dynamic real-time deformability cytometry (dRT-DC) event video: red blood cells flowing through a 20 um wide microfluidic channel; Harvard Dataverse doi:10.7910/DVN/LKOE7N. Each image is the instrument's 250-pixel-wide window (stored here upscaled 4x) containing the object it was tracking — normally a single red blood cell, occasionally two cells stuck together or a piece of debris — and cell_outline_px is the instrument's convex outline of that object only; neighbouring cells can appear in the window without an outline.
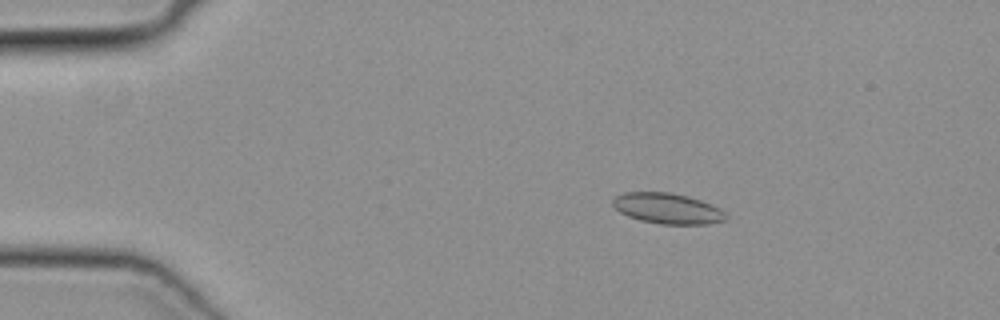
{"species": "common noctule bat (a hibernating species)", "species_latin": "Nyctalus noctula", "temperature_condition": "cold", "stored_images_in_passage": 49, "camera_frame_rate_fps": 3000, "um_per_image_px": 0.085, "animal": {"sex": "female", "body_mass_g": 19.3, "forearm_length_mm": 54.1}, "frame": {"image": 1, "passage_image": 8, "time_ms": 2.333, "image_size_px": [1000, 320], "cell_outline_px": [[728, 220], [708, 224], [660, 224], [640, 220], [628, 216], [620, 212], [612, 204], [612, 200], [616, 196], [624, 192], [672, 192], [688, 196], [712, 204], [720, 208], [728, 216]], "centroid_in_image_um": [56.77, 17.72], "position_along_channel_um": 28.2, "area_um2": 20.35}}
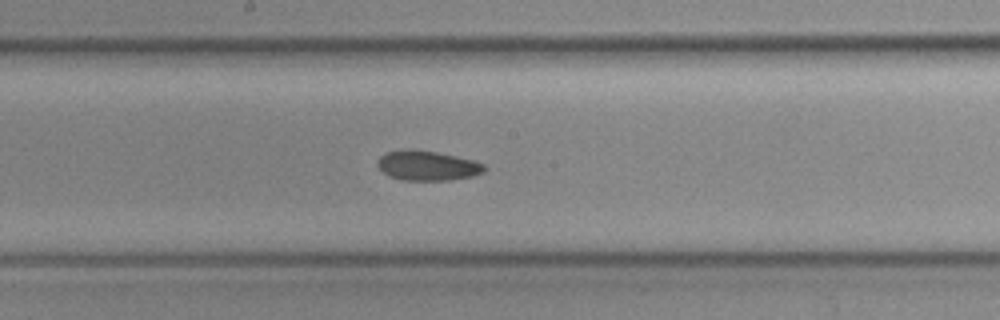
{"frame": {"image": 2, "passage_image": 26, "time_ms": 8.333, "image_size_px": [1000, 320], "cell_outline_px": [[488, 168], [484, 172], [472, 176], [448, 180], [400, 180], [388, 176], [376, 164], [380, 156], [388, 152], [436, 152], [456, 156], [472, 160], [484, 164]], "centroid_in_image_um": [36.38, 14.13], "position_along_channel_um": 211.8, "area_um2": 17.86}}
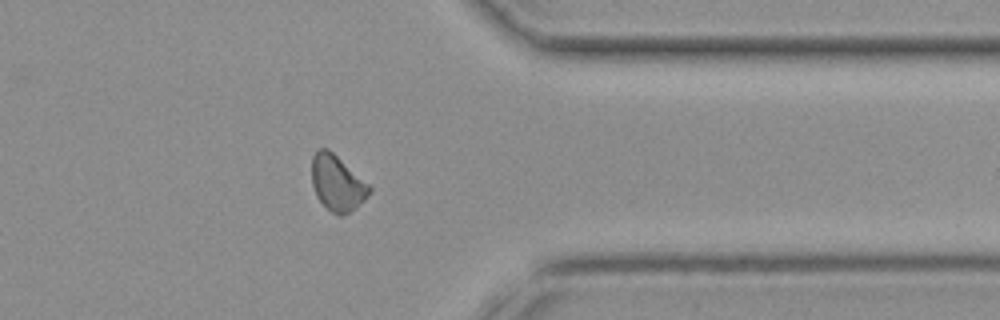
{"frame": {"image": 3, "passage_image": 39, "time_ms": 12.667, "image_size_px": [1000, 320], "cell_outline_px": [[372, 192], [352, 212], [340, 216], [336, 216], [316, 196], [312, 184], [312, 156], [316, 148], [328, 148], [368, 184], [372, 188]], "centroid_in_image_um": [28.66, 15.57], "position_along_channel_um": 382.7, "area_um2": 18.67}}